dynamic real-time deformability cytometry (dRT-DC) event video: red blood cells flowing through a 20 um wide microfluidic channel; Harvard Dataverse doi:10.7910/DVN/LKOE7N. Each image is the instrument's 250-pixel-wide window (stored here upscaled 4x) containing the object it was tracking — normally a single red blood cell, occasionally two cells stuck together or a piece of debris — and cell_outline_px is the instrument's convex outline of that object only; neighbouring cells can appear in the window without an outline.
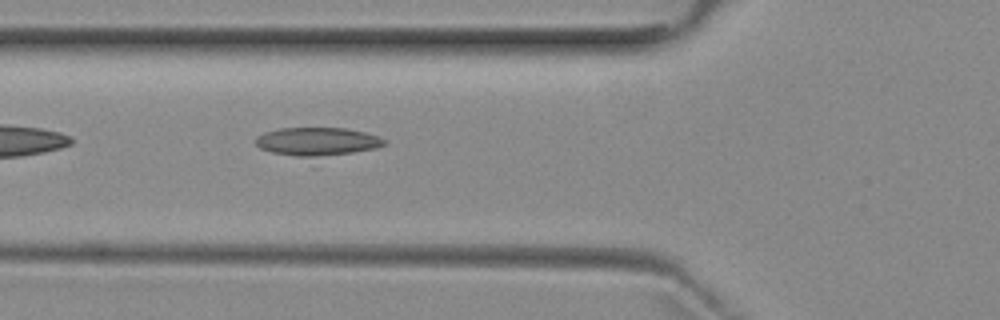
{"species": "common noctule bat (a hibernating species)", "species_latin": "Nyctalus noctula", "temperature_condition": "room temperature", "stored_images_in_passage": 5, "camera_frame_rate_fps": 3000, "um_per_image_px": 0.085, "animal": {"sex": "female", "body_mass_g": 29.2, "forearm_length_mm": 56.3}, "frame": {"image": 1, "passage_image": 5, "time_ms": 5.667, "image_size_px": [1000, 320], "cell_outline_px": [[388, 140], [384, 144], [376, 148], [352, 152], [312, 156], [296, 156], [272, 152], [260, 148], [256, 144], [256, 136], [264, 132], [280, 128], [344, 128], [364, 132], [380, 136]], "centroid_in_image_um": [26.96, 12.0], "position_along_channel_um": 98.8, "area_um2": 20.81}}